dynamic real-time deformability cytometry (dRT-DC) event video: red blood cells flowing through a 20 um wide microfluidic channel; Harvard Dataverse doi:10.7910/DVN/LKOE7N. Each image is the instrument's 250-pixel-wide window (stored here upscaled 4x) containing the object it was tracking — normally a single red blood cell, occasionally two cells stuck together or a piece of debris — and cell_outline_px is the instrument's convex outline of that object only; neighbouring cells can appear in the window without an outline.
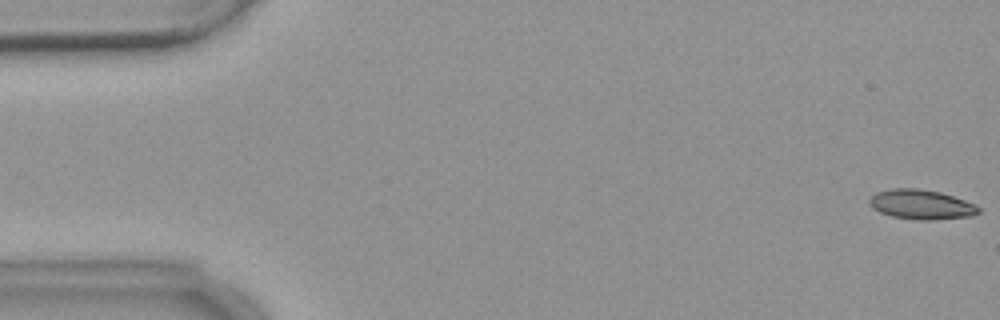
{"species": "common noctule bat (a hibernating species)", "species_latin": "Nyctalus noctula", "temperature_condition": "warm", "stored_images_in_passage": 5, "camera_frame_rate_fps": 3000, "um_per_image_px": 0.085, "animal": {"sex": "female", "body_mass_g": 18.4}, "frame": {"image": 1, "passage_image": 1, "time_ms": 0.0, "image_size_px": [1000, 320], "cell_outline_px": [[980, 212], [972, 216], [932, 220], [920, 220], [892, 216], [880, 212], [872, 208], [868, 204], [868, 200], [876, 192], [892, 188], [916, 188], [940, 192], [964, 200], [980, 208]], "centroid_in_image_um": [78.27, 17.38], "position_along_channel_um": 6.7, "area_um2": 18.79}}
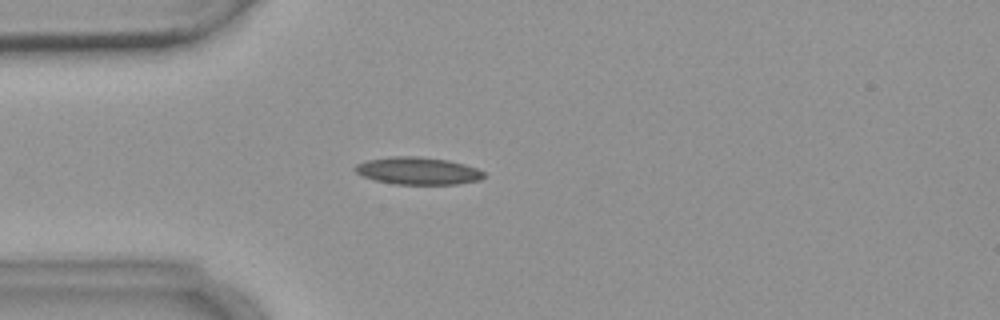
{"frame": {"image": 2, "passage_image": 5, "time_ms": 4.667, "image_size_px": [1000, 320], "cell_outline_px": [[484, 176], [480, 180], [456, 184], [392, 184], [376, 180], [364, 176], [356, 172], [352, 168], [356, 164], [368, 160], [392, 156], [416, 156], [448, 160], [464, 164], [476, 168], [484, 172]], "centroid_in_image_um": [35.51, 14.52], "position_along_channel_um": 49.5, "area_um2": 20.46}}